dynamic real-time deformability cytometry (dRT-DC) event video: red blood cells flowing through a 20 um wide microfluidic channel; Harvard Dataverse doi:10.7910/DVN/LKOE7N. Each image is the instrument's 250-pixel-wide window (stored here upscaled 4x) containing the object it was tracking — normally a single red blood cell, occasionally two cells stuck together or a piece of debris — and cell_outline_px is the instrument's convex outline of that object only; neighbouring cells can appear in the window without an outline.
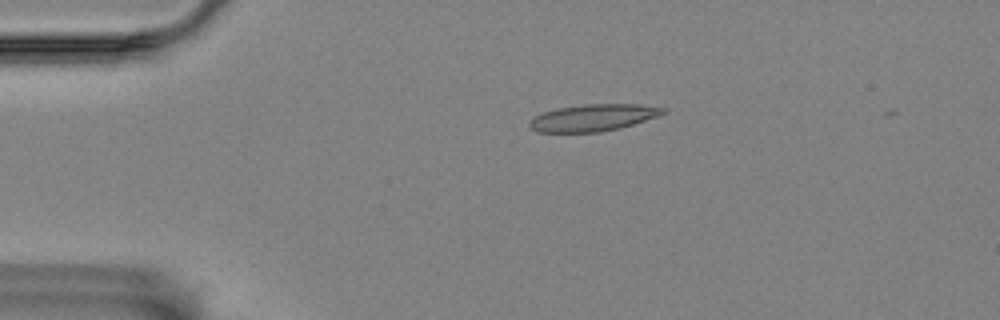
{"species": "Egyptian fruit bat (a non-hibernating species)", "species_latin": "Rousettus aegyptiacus", "temperature_condition": "room temperature", "stored_images_in_passage": 4, "camera_frame_rate_fps": 3000, "um_per_image_px": 0.085, "animal": {"sex": "female"}, "frame": {"image": 1, "passage_image": 2, "time_ms": 0.333, "image_size_px": [1000, 320], "cell_outline_px": [[668, 108], [664, 112], [656, 116], [620, 128], [600, 132], [536, 132], [528, 124], [536, 116], [544, 112], [556, 108], [584, 104], [636, 104]], "centroid_in_image_um": [50.4, 10.0], "position_along_channel_um": 34.6, "area_um2": 20.63}}
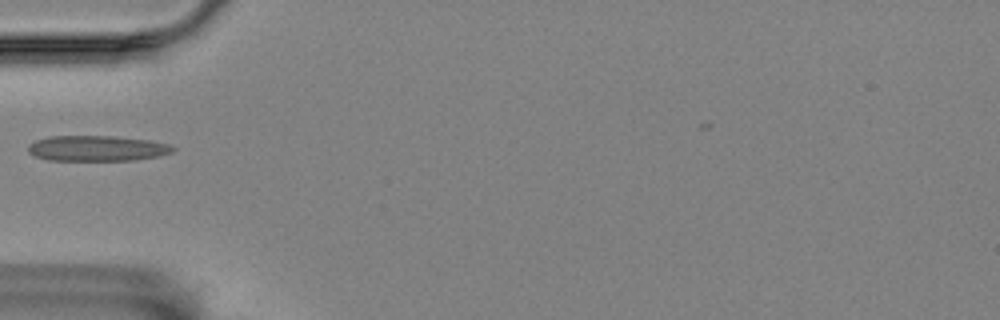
{"frame": {"image": 2, "passage_image": 4, "time_ms": 1.0, "image_size_px": [1000, 320], "cell_outline_px": [[176, 148], [172, 152], [160, 156], [136, 160], [48, 160], [36, 156], [28, 152], [28, 144], [36, 140], [48, 136], [112, 136], [148, 140], [172, 144]], "centroid_in_image_um": [8.27, 12.61], "position_along_channel_um": 76.7, "area_um2": 21.62}}